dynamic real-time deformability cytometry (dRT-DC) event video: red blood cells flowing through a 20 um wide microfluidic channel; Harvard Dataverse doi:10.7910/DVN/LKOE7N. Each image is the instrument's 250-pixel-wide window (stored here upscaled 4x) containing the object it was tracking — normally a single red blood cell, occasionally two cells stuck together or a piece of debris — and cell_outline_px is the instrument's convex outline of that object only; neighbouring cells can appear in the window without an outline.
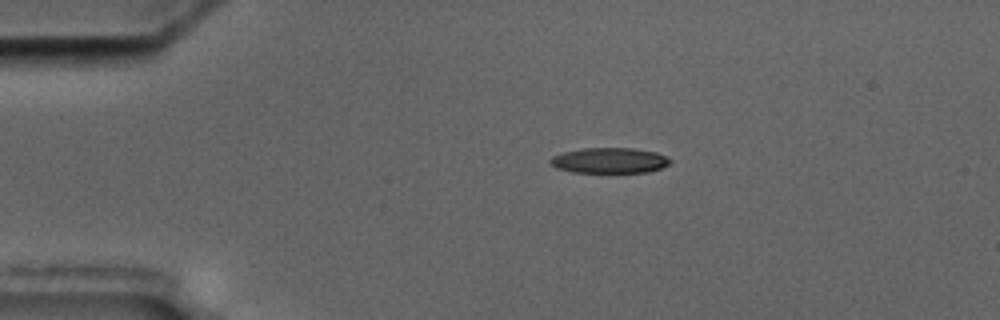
{"species": "common noctule bat (a hibernating species)", "species_latin": "Nyctalus noctula", "temperature_condition": "cold", "stored_images_in_passage": 5, "camera_frame_rate_fps": 3000, "um_per_image_px": 0.085, "animal": {"sex": "male", "body_mass_g": 17.5, "forearm_length_mm": 52.3}, "frame": {"image": 1, "passage_image": 1, "time_ms": 0.0, "image_size_px": [1000, 320], "cell_outline_px": [[672, 164], [648, 172], [572, 172], [556, 168], [548, 160], [552, 156], [564, 152], [584, 148], [632, 148], [656, 152], [672, 160]], "centroid_in_image_um": [51.82, 13.64], "position_along_channel_um": 33.2, "area_um2": 17.74}}
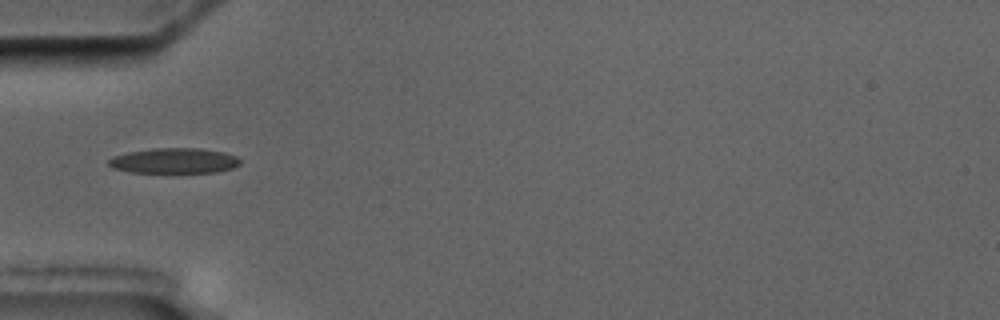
{"frame": {"image": 2, "passage_image": 3, "time_ms": 2.333, "image_size_px": [1000, 320], "cell_outline_px": [[240, 164], [232, 168], [216, 172], [172, 176], [132, 172], [112, 168], [108, 164], [108, 160], [112, 156], [128, 152], [152, 148], [200, 148], [224, 152], [236, 156], [240, 160]], "centroid_in_image_um": [14.79, 13.72], "position_along_channel_um": 70.2, "area_um2": 20.58}}
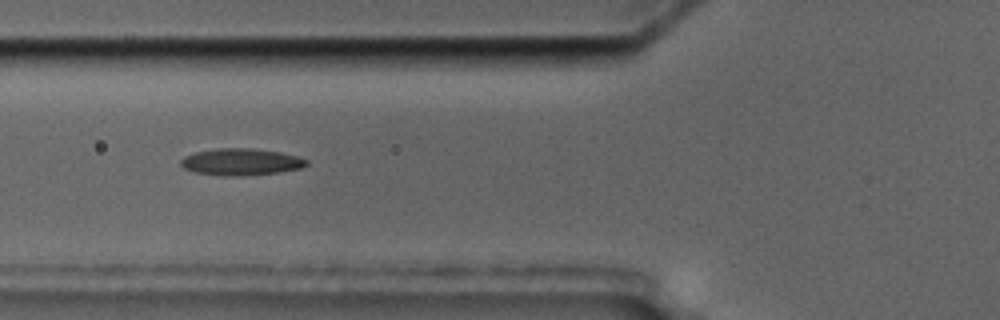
{"frame": {"image": 3, "passage_image": 4, "time_ms": 3.333, "image_size_px": [1000, 320], "cell_outline_px": [[308, 164], [300, 168], [280, 172], [240, 176], [224, 176], [196, 172], [184, 168], [180, 164], [180, 160], [184, 156], [196, 152], [216, 148], [252, 148], [280, 152], [296, 156], [308, 160]], "centroid_in_image_um": [20.48, 13.76], "position_along_channel_um": 105.3, "area_um2": 19.59}}